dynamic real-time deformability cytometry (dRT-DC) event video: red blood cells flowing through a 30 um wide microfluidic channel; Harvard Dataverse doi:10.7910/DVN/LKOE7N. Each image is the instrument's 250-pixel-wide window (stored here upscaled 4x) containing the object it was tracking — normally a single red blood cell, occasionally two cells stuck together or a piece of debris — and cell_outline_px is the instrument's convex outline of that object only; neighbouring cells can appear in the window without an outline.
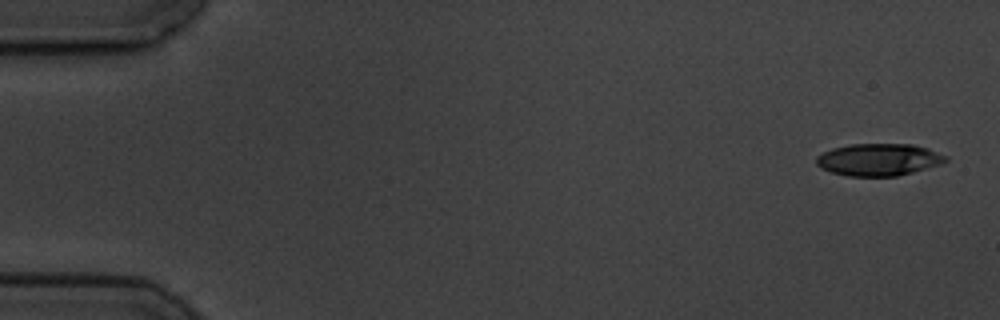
{"species": "common noctule bat (a hibernating species)", "species_latin": "Nyctalus noctula", "temperature_condition": "cold", "stored_images_in_passage": 4, "camera_frame_rate_fps": 3000, "um_per_image_px": 0.085, "animal": {"sex": "male", "body_mass_g": 19.5, "forearm_length_mm": 54.6}, "frame": {"image": 1, "passage_image": 1, "time_ms": 0.0, "image_size_px": [1000, 320], "cell_outline_px": [[948, 160], [940, 164], [912, 172], [896, 176], [848, 176], [832, 172], [820, 168], [816, 164], [816, 156], [832, 148], [852, 144], [912, 144], [928, 148], [948, 156]], "centroid_in_image_um": [74.68, 13.56], "position_along_channel_um": 10.3, "area_um2": 24.22}}
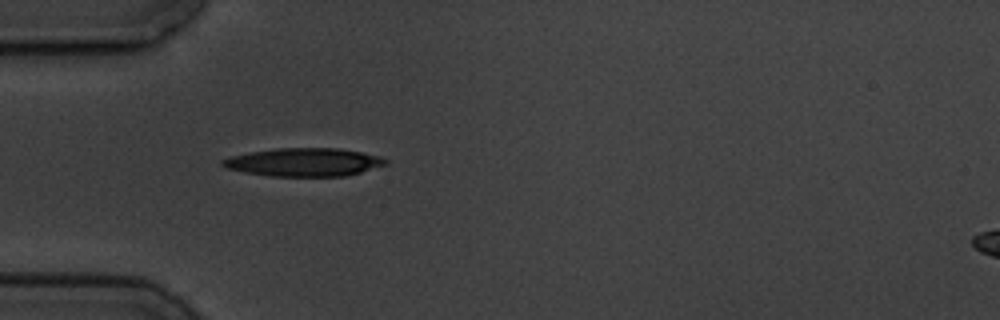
{"frame": {"image": 2, "passage_image": 4, "time_ms": 5.0, "image_size_px": [1000, 320], "cell_outline_px": [[388, 164], [360, 172], [344, 176], [272, 176], [244, 172], [228, 168], [220, 164], [220, 160], [232, 156], [248, 152], [276, 148], [340, 148], [380, 156], [388, 160]], "centroid_in_image_um": [25.84, 13.78], "position_along_channel_um": 59.2, "area_um2": 26.76}}